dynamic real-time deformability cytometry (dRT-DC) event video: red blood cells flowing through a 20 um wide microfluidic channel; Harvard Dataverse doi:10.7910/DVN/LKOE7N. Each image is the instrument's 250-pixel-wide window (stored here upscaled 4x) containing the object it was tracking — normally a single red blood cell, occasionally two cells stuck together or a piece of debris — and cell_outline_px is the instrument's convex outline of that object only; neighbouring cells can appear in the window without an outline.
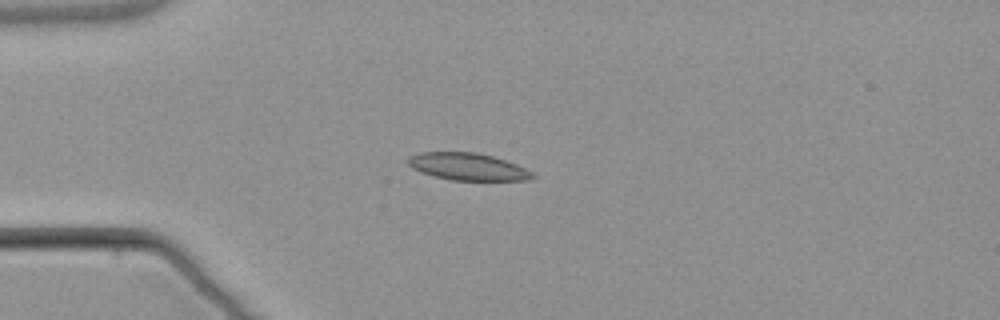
{"species": "common noctule bat (a hibernating species)", "species_latin": "Nyctalus noctula", "temperature_condition": "warm", "stored_images_in_passage": 5, "camera_frame_rate_fps": 3000, "um_per_image_px": 0.085, "animal": {"sex": "male", "body_mass_g": 21.5, "forearm_length_mm": 52.0}, "frame": {"image": 1, "passage_image": 3, "time_ms": 3.667, "image_size_px": [1000, 320], "cell_outline_px": [[536, 176], [528, 180], [452, 180], [420, 172], [412, 168], [408, 164], [408, 156], [420, 152], [476, 152], [492, 156], [516, 164], [532, 172]], "centroid_in_image_um": [39.74, 14.16], "position_along_channel_um": 45.3, "area_um2": 19.59}}
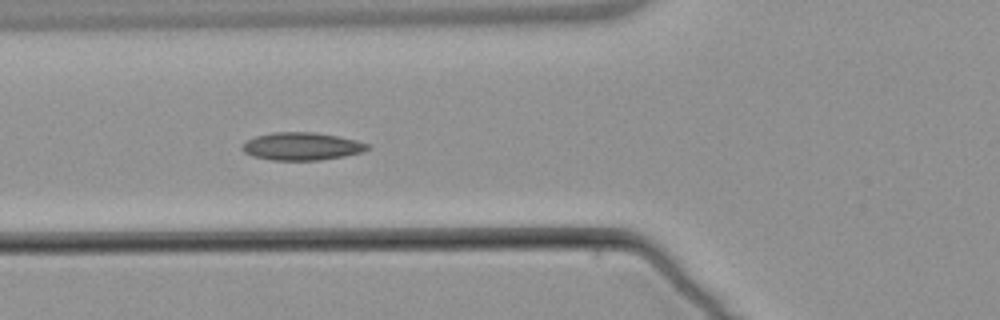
{"frame": {"image": 2, "passage_image": 5, "time_ms": 5.667, "image_size_px": [1000, 320], "cell_outline_px": [[372, 144], [364, 152], [344, 156], [320, 160], [272, 160], [252, 156], [244, 152], [240, 148], [248, 140], [256, 136], [272, 132], [312, 132], [340, 136]], "centroid_in_image_um": [25.68, 12.43], "position_along_channel_um": 100.1, "area_um2": 20.35}}